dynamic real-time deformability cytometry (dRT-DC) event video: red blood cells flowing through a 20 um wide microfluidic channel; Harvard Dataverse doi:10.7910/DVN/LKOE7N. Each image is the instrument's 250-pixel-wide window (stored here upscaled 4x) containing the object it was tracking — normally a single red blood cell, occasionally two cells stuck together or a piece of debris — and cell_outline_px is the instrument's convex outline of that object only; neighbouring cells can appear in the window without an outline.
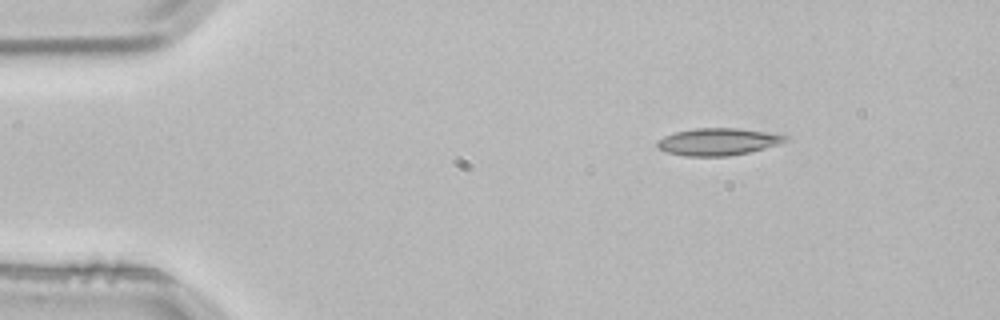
{"species": "common noctule bat (a hibernating species)", "species_latin": "Nyctalus noctula", "temperature_condition": "room temperature", "stored_images_in_passage": 2, "camera_frame_rate_fps": 3000, "um_per_image_px": 0.085, "animal": {"sex": "male", "body_mass_g": 21.5, "forearm_length_mm": 52.0}, "frame": {"image": 1, "passage_image": 2, "time_ms": 0.333, "image_size_px": [1000, 320], "cell_outline_px": [[788, 140], [780, 144], [748, 152], [728, 156], [684, 156], [668, 152], [656, 148], [656, 140], [664, 136], [676, 132], [696, 128], [736, 128], [768, 132], [788, 136]], "centroid_in_image_um": [61.01, 12.04], "position_along_channel_um": 24.0, "area_um2": 20.29}}